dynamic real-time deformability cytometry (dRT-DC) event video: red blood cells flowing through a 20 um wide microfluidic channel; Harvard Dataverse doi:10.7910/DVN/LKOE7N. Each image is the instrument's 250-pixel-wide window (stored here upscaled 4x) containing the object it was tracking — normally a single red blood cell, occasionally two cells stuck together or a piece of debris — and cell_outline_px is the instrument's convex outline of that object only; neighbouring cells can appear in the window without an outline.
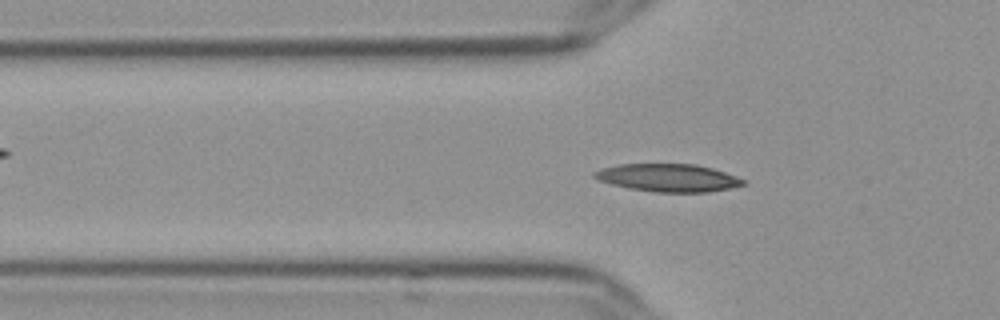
{"species": "Egyptian fruit bat (a non-hibernating species)", "species_latin": "Rousettus aegyptiacus", "temperature_condition": "cold", "stored_images_in_passage": 57, "camera_frame_rate_fps": 3000, "um_per_image_px": 0.085, "frame": {"image": 1, "passage_image": 19, "time_ms": 6.0, "image_size_px": [1000, 320], "cell_outline_px": [[744, 184], [728, 188], [708, 192], [652, 192], [628, 188], [612, 184], [600, 180], [592, 176], [592, 172], [604, 168], [620, 164], [696, 164], [712, 168], [724, 172], [744, 180]], "centroid_in_image_um": [56.75, 15.11], "position_along_channel_um": 69.0, "area_um2": 23.81}}
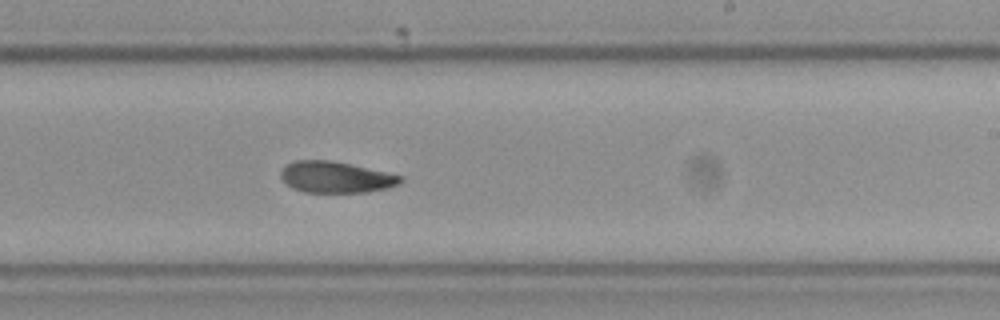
{"frame": {"image": 2, "passage_image": 35, "time_ms": 11.333, "image_size_px": [1000, 320], "cell_outline_px": [[404, 180], [388, 188], [368, 192], [304, 192], [292, 188], [280, 176], [280, 172], [288, 164], [296, 160], [328, 160], [348, 164], [404, 176]], "centroid_in_image_um": [28.55, 15.07], "position_along_channel_um": 260.5, "area_um2": 21.5}}
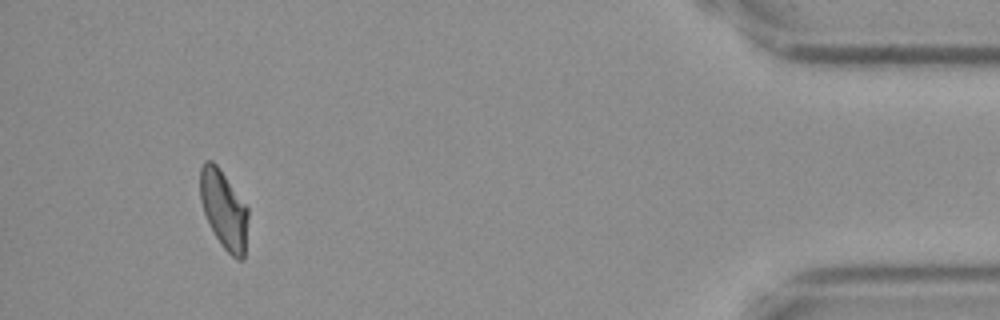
{"frame": {"image": 3, "passage_image": 53, "time_ms": 17.333, "image_size_px": [1000, 320], "cell_outline_px": [[248, 216], [244, 260], [236, 260], [224, 248], [216, 236], [204, 212], [200, 200], [200, 168], [204, 160], [212, 160], [216, 164], [248, 208]], "centroid_in_image_um": [19.03, 17.81], "position_along_channel_um": 416.2, "area_um2": 21.62}, "authors_computed_cell_mechanics": {"area_um2": 22.1952, "velocity_mm_per_s": 3.5997, "shape_relaxation_time_tau1_ms": 8.513, "shape_relaxation_time_tau2_ms": 5.5233, "deformation_change_tau1": 0.1832, "deformation_change_tau2": 0.1123}}